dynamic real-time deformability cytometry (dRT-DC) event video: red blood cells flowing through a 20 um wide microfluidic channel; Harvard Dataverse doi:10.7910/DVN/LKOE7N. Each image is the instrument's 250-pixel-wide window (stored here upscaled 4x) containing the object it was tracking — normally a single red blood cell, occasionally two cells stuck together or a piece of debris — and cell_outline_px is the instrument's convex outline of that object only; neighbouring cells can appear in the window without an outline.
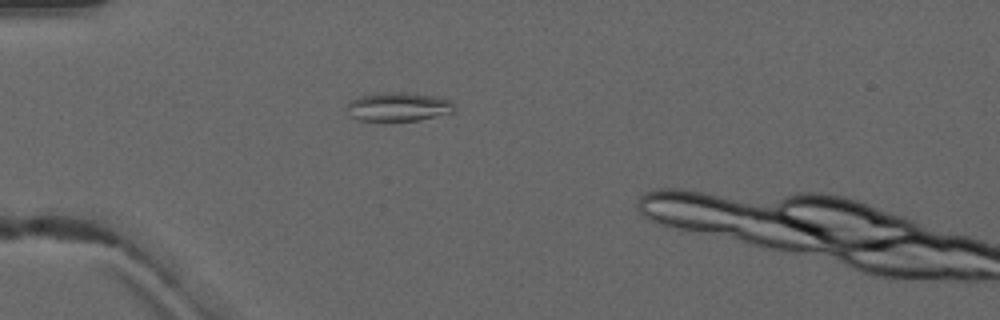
{"species": "common noctule bat (a hibernating species)", "species_latin": "Nyctalus noctula", "temperature_condition": "warm", "stored_images_in_passage": 3, "camera_frame_rate_fps": 3000, "um_per_image_px": 0.085, "animal": {"sex": "male", "forearm_length_mm": 52.5}, "frame": {"image": 1, "passage_image": 2, "time_ms": 2.0, "image_size_px": [1000, 320], "cell_outline_px": [[456, 108], [452, 112], [420, 120], [360, 120], [352, 116], [348, 104], [352, 100], [360, 96], [392, 92], [404, 92], [440, 96], [452, 100], [456, 104]], "centroid_in_image_um": [33.99, 9.06], "position_along_channel_um": 51.0, "area_um2": 17.8}}